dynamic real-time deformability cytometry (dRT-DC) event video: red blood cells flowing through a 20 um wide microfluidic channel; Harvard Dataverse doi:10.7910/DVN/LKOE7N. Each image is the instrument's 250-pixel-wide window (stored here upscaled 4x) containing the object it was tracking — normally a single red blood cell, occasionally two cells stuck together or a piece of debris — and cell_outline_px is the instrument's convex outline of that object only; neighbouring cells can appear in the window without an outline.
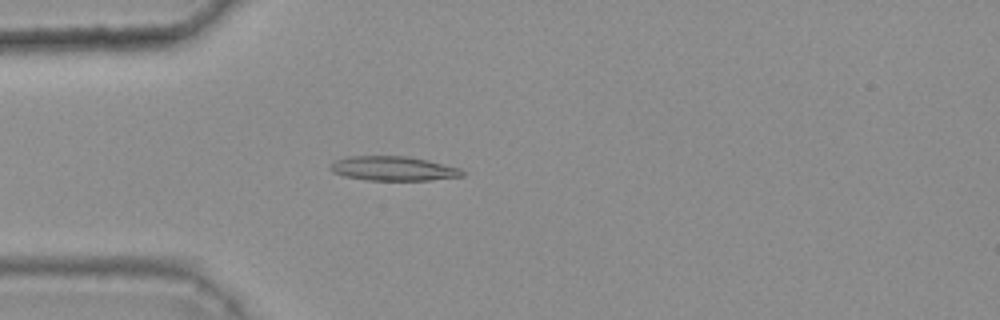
{"species": "common noctule bat (a hibernating species)", "species_latin": "Nyctalus noctula", "temperature_condition": "warm", "stored_images_in_passage": 35, "camera_frame_rate_fps": 3000, "um_per_image_px": 0.085, "animal": {"sex": "female", "body_mass_g": 25.1}, "frame": {"image": 1, "passage_image": 8, "time_ms": 2.333, "image_size_px": [1000, 320], "cell_outline_px": [[464, 176], [428, 180], [364, 180], [344, 176], [332, 172], [328, 164], [344, 156], [408, 156], [428, 160], [460, 168], [464, 172]], "centroid_in_image_um": [33.38, 14.32], "position_along_channel_um": 51.6, "area_um2": 18.9}}
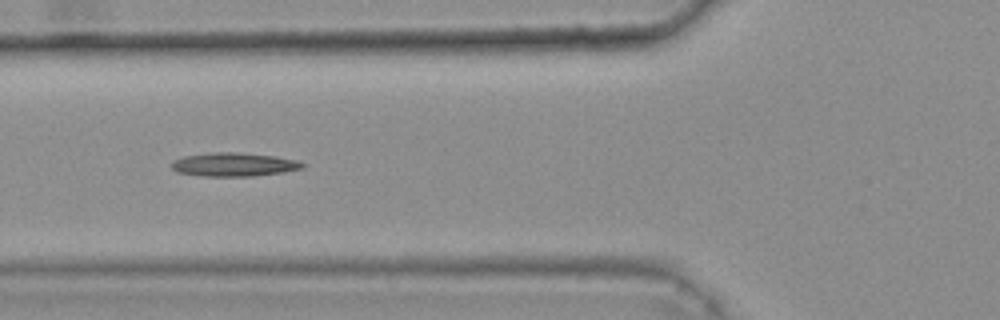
{"frame": {"image": 2, "passage_image": 13, "time_ms": 4.0, "image_size_px": [1000, 320], "cell_outline_px": [[304, 168], [284, 172], [252, 176], [204, 176], [176, 172], [172, 168], [172, 160], [184, 156], [208, 152], [236, 152], [276, 156], [296, 160], [304, 164]], "centroid_in_image_um": [19.86, 13.98], "position_along_channel_um": 105.9, "area_um2": 18.09}}
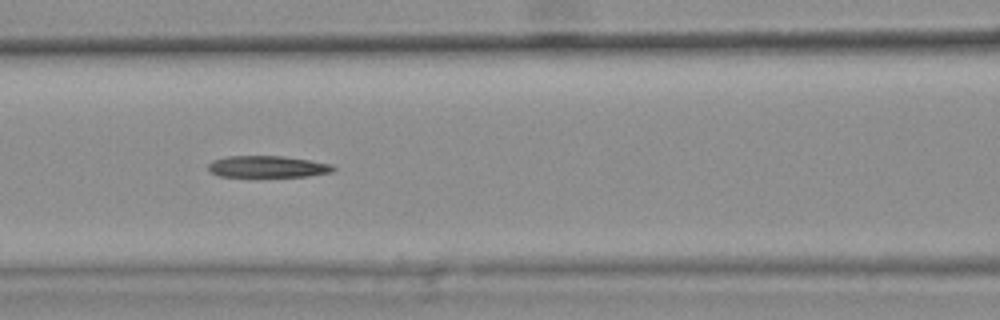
{"frame": {"image": 3, "passage_image": 16, "time_ms": 5.0, "image_size_px": [1000, 320], "cell_outline_px": [[336, 168], [332, 172], [308, 176], [220, 176], [212, 172], [208, 168], [208, 164], [212, 160], [228, 156], [284, 156], [332, 164]], "centroid_in_image_um": [22.76, 14.16], "position_along_channel_um": 143.8, "area_um2": 15.61}}